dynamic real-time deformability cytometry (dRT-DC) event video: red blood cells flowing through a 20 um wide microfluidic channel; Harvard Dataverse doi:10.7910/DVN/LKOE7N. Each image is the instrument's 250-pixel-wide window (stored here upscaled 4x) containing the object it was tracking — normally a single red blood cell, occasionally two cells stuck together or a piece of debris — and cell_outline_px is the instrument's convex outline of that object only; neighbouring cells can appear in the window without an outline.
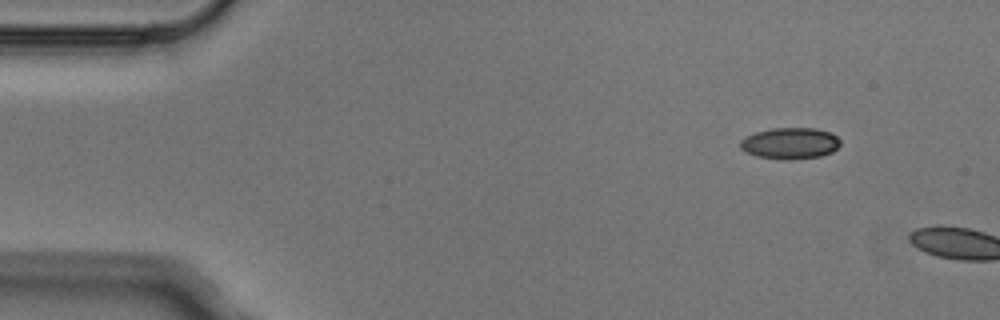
{"species": "Egyptian fruit bat (a non-hibernating species)", "species_latin": "Rousettus aegyptiacus", "temperature_condition": "cold", "stored_images_in_passage": 2, "camera_frame_rate_fps": 3000, "um_per_image_px": 0.085, "animal": {"sex": "male"}, "frame": {"image": 1, "passage_image": 1, "time_ms": 0.0, "image_size_px": [1000, 320], "cell_outline_px": [[840, 144], [832, 152], [820, 156], [788, 160], [756, 156], [740, 148], [740, 140], [744, 136], [756, 132], [772, 128], [816, 128], [832, 132], [840, 140]], "centroid_in_image_um": [67.16, 12.17], "position_along_channel_um": 17.8, "area_um2": 18.32}}